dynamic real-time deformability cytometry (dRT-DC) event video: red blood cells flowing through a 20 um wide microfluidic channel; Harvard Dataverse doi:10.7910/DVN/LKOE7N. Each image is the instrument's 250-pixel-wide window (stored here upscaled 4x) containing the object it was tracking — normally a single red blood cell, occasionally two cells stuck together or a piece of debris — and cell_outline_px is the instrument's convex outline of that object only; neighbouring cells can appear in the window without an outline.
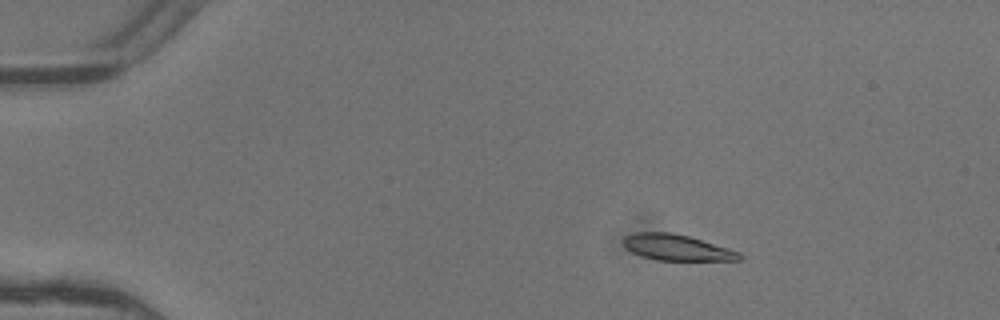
{"species": "common noctule bat (a hibernating species)", "species_latin": "Nyctalus noctula", "temperature_condition": "warm", "stored_images_in_passage": 4, "camera_frame_rate_fps": 3000, "um_per_image_px": 0.085, "animal": {"sex": "female"}, "frame": {"image": 1, "passage_image": 2, "time_ms": 0.333, "image_size_px": [1000, 320], "cell_outline_px": [[744, 256], [740, 260], [656, 260], [632, 252], [624, 244], [624, 236], [636, 232], [672, 232], [688, 236], [728, 248], [740, 252]], "centroid_in_image_um": [57.55, 21.03], "position_along_channel_um": 27.4, "area_um2": 17.34}}